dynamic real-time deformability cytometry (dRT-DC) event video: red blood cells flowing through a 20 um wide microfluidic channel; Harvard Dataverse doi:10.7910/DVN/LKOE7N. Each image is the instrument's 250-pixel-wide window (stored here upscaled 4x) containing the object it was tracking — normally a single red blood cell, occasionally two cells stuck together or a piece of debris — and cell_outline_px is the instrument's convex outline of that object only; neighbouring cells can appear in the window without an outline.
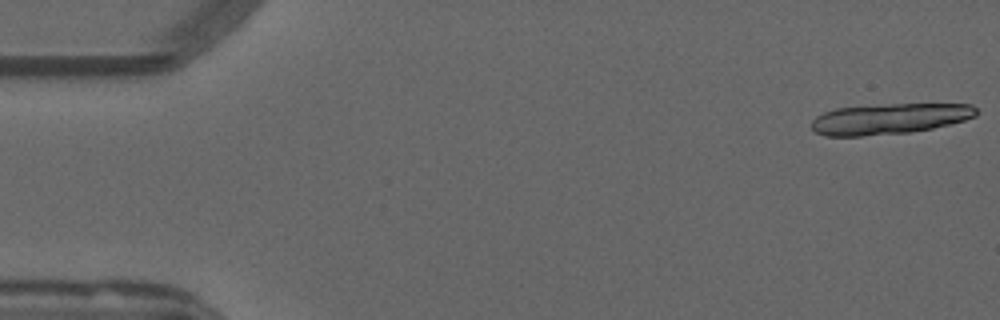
{"species": "common noctule bat (a hibernating species)", "species_latin": "Nyctalus noctula", "temperature_condition": "warm", "stored_images_in_passage": 17, "camera_frame_rate_fps": 3000, "um_per_image_px": 0.085, "animal": {"sex": "male", "forearm_length_mm": 52.5}, "frame": {"image": 1, "passage_image": 1, "time_ms": 0.0, "image_size_px": [1000, 320], "cell_outline_px": [[976, 116], [964, 120], [932, 128], [908, 132], [860, 136], [824, 136], [816, 132], [812, 128], [812, 120], [816, 116], [824, 112], [836, 108], [892, 104], [972, 104], [976, 108]], "centroid_in_image_um": [75.58, 10.09], "position_along_channel_um": 9.4, "area_um2": 29.19}}